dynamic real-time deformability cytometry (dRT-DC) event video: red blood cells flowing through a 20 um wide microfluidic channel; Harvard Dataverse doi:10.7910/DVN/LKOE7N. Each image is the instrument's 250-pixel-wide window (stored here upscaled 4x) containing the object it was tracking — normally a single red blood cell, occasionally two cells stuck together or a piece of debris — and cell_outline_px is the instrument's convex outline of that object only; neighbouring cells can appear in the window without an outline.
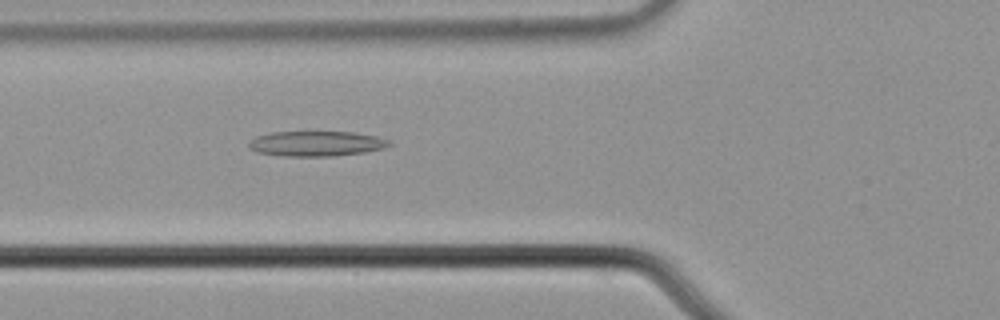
{"species": "common noctule bat (a hibernating species)", "species_latin": "Nyctalus noctula", "temperature_condition": "cold", "stored_images_in_passage": 51, "camera_frame_rate_fps": 3000, "um_per_image_px": 0.085, "animal": {"sex": "male", "body_mass_g": 21.5, "forearm_length_mm": 52.0}, "frame": {"image": 1, "passage_image": 21, "time_ms": 6.667, "image_size_px": [1000, 320], "cell_outline_px": [[392, 144], [384, 148], [364, 152], [332, 156], [284, 156], [256, 152], [248, 148], [248, 144], [256, 136], [272, 132], [316, 128], [352, 132], [376, 136], [388, 140]], "centroid_in_image_um": [26.85, 12.15], "position_along_channel_um": 98.9, "area_um2": 21.62}}
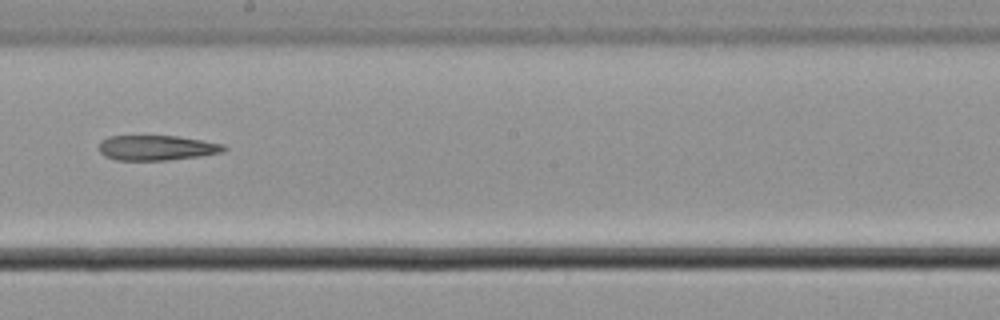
{"frame": {"image": 2, "passage_image": 32, "time_ms": 10.333, "image_size_px": [1000, 320], "cell_outline_px": [[228, 148], [220, 152], [200, 156], [168, 160], [116, 160], [104, 156], [100, 152], [100, 140], [108, 136], [176, 136], [224, 144]], "centroid_in_image_um": [13.29, 12.56], "position_along_channel_um": 234.9, "area_um2": 18.15}}
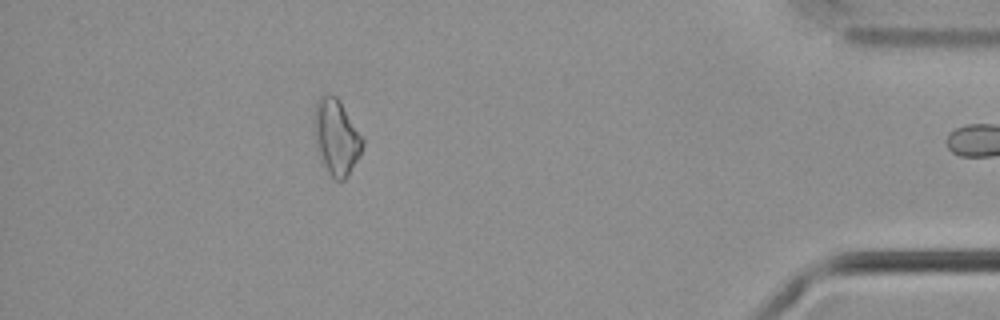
{"frame": {"image": 3, "passage_image": 50, "time_ms": 16.333, "image_size_px": [1000, 320], "cell_outline_px": [[364, 144], [360, 156], [344, 180], [336, 180], [328, 172], [320, 160], [316, 148], [312, 116], [316, 100], [320, 96], [328, 92], [336, 96], [340, 100], [364, 140]], "centroid_in_image_um": [28.55, 11.6], "position_along_channel_um": 406.7, "area_um2": 21.73}}